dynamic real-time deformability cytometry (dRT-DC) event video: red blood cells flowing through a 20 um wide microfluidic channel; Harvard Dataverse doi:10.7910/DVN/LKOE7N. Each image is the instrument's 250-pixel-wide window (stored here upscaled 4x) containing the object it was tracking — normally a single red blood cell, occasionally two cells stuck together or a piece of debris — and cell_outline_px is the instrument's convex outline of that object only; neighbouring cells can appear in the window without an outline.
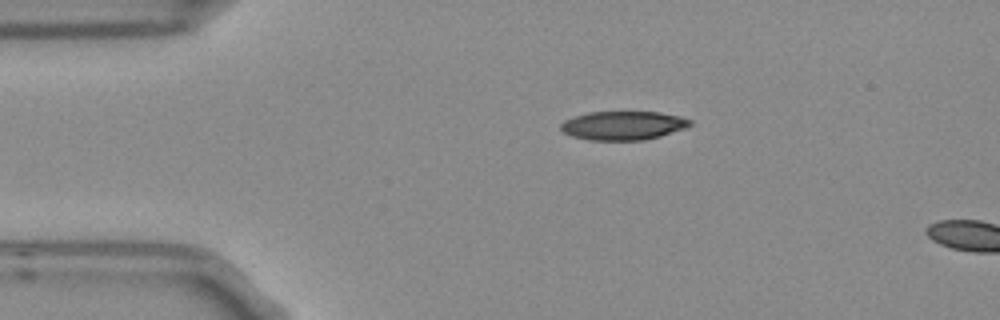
{"species": "Egyptian fruit bat (a non-hibernating species)", "species_latin": "Rousettus aegyptiacus", "temperature_condition": "room temperature", "stored_images_in_passage": 2, "camera_frame_rate_fps": 3000, "um_per_image_px": 0.085, "frame": {"image": 1, "passage_image": 1, "time_ms": 0.0, "image_size_px": [1000, 320], "cell_outline_px": [[692, 124], [688, 128], [660, 136], [644, 140], [588, 140], [572, 136], [564, 132], [560, 128], [560, 124], [564, 120], [588, 112], [660, 112], [680, 116], [692, 120]], "centroid_in_image_um": [53.0, 10.67], "position_along_channel_um": 32.0, "area_um2": 21.79}}